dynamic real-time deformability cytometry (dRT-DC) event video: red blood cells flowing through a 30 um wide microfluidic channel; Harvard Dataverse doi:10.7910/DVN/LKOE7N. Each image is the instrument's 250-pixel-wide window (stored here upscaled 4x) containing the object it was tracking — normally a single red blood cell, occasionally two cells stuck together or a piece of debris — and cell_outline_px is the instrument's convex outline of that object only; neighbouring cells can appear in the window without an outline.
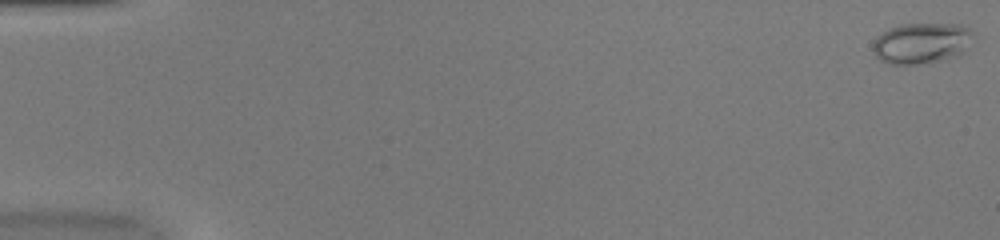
{"species": "common noctule bat (a hibernating species)", "species_latin": "Nyctalus noctula", "temperature_condition": "warm", "stored_images_in_passage": 52, "camera_frame_rate_fps": 3000, "um_per_image_px": 0.085, "animal": {"sex": "female", "body_mass_g": 20.0, "forearm_length_mm": 54.0}, "frame": {"image": 1, "passage_image": 1, "time_ms": 0.0, "image_size_px": [1000, 240], "cell_outline_px": [[968, 36], [964, 52], [960, 56], [948, 60], [916, 64], [888, 64], [880, 60], [872, 52], [872, 44], [876, 36], [888, 28], [900, 24], [960, 24], [968, 28]], "centroid_in_image_um": [78.23, 3.69], "position_along_channel_um": 6.8, "area_um2": 23.87}}
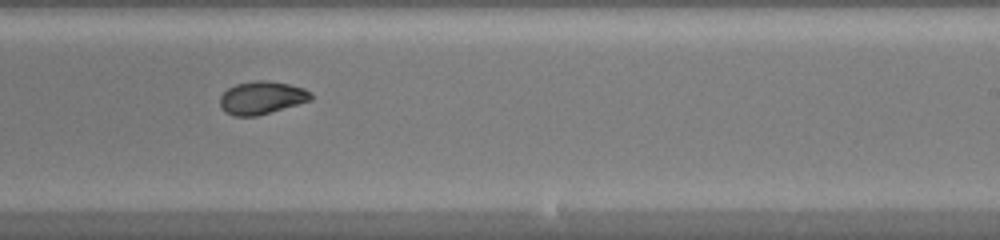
{"frame": {"image": 2, "passage_image": 33, "time_ms": 10.667, "image_size_px": [1000, 240], "cell_outline_px": [[312, 100], [256, 116], [232, 116], [224, 112], [220, 104], [220, 96], [228, 88], [236, 84], [256, 80], [268, 80], [288, 84], [304, 88], [312, 92]], "centroid_in_image_um": [22.24, 8.3], "position_along_channel_um": 266.8, "area_um2": 17.46}}
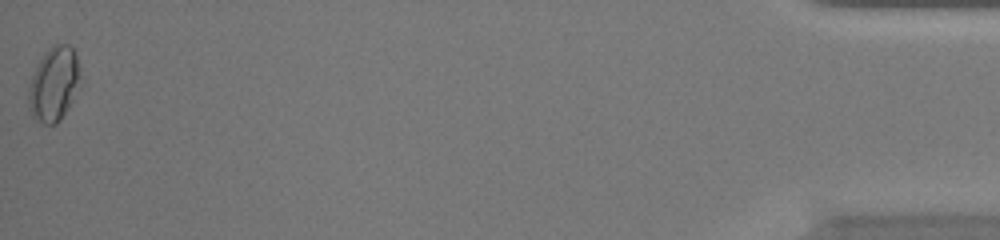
{"frame": {"image": 3, "passage_image": 52, "time_ms": 17.0, "image_size_px": [1000, 240], "cell_outline_px": [[84, 80], [80, 88], [68, 108], [60, 120], [56, 124], [44, 124], [32, 116], [28, 108], [28, 88], [36, 64], [48, 48], [52, 44], [68, 44], [76, 52]], "centroid_in_image_um": [4.63, 7.12], "position_along_channel_um": 430.6, "area_um2": 23.18}, "authors_computed_cell_mechanics": {"area_um2": 18.6983, "velocity_mm_per_s": 4.0504, "shape_relaxation_time_tau1_ms": 6.4873, "shape_relaxation_time_tau2_ms": 1.5462, "deformation_change_tau1": 0.1405, "deformation_change_tau2": 0.0576}}